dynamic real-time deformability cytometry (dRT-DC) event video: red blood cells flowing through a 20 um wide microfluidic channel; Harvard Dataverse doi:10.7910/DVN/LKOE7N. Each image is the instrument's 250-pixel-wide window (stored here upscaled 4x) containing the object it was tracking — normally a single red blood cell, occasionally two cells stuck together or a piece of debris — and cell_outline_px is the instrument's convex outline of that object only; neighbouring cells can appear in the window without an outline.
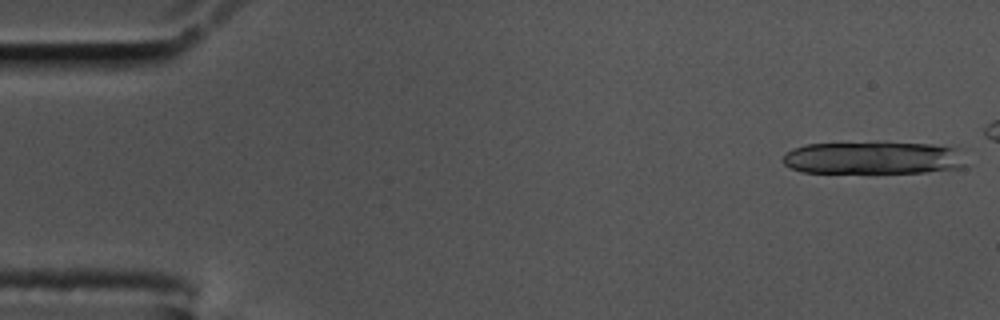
{"species": "common noctule bat (a hibernating species)", "species_latin": "Nyctalus noctula", "temperature_condition": "cold", "stored_images_in_passage": 49, "camera_frame_rate_fps": 3000, "um_per_image_px": 0.085, "animal": {"sex": "male", "body_mass_g": 17.5, "forearm_length_mm": 52.3}, "frame": {"image": 1, "passage_image": 1, "time_ms": 0.0, "image_size_px": [1000, 320], "cell_outline_px": [[972, 164], [968, 168], [924, 172], [800, 172], [784, 164], [784, 152], [792, 148], [804, 144], [932, 144], [956, 148]], "centroid_in_image_um": [74.33, 13.44], "position_along_channel_um": 10.7, "area_um2": 34.51}}
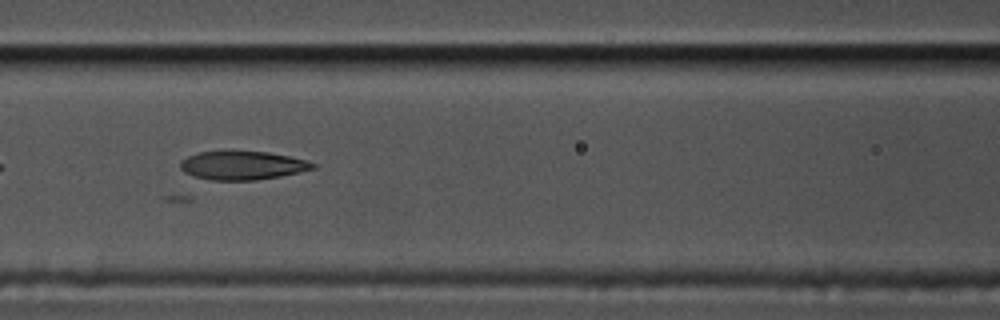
{"frame": {"image": 2, "passage_image": 24, "time_ms": 7.667, "image_size_px": [1000, 320], "cell_outline_px": [[316, 168], [300, 172], [280, 176], [256, 180], [212, 180], [196, 176], [184, 172], [180, 168], [180, 160], [188, 156], [200, 152], [224, 148], [268, 152], [308, 160], [316, 164]], "centroid_in_image_um": [20.59, 14.01], "position_along_channel_um": 146.0, "area_um2": 22.83}}
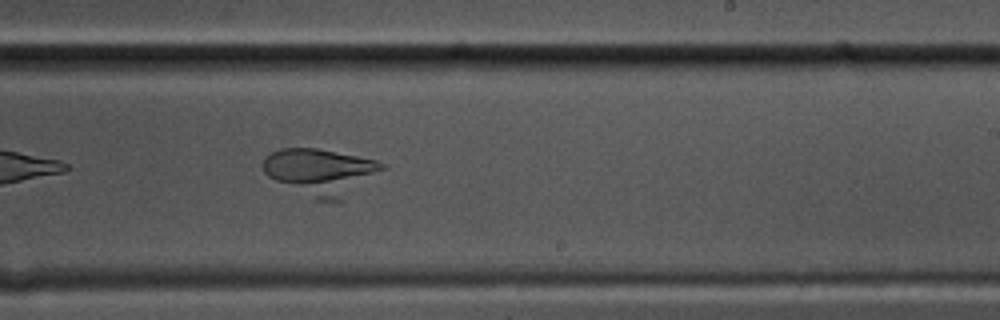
{"frame": {"image": 3, "passage_image": 34, "time_ms": 11.0, "image_size_px": [1000, 320], "cell_outline_px": [[388, 168], [340, 200], [316, 200], [268, 176], [264, 172], [260, 164], [264, 156], [280, 148], [316, 148], [376, 160], [388, 164]], "centroid_in_image_um": [27.26, 14.58], "position_along_channel_um": 261.7, "area_um2": 32.08}}